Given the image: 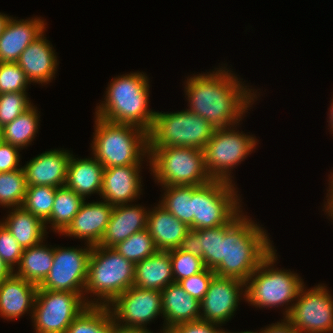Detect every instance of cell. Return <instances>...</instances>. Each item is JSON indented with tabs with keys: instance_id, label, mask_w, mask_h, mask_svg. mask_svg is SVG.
<instances>
[{
	"instance_id": "31",
	"label": "cell",
	"mask_w": 333,
	"mask_h": 333,
	"mask_svg": "<svg viewBox=\"0 0 333 333\" xmlns=\"http://www.w3.org/2000/svg\"><path fill=\"white\" fill-rule=\"evenodd\" d=\"M35 105L1 128L2 141L23 149L35 139L39 127V113Z\"/></svg>"
},
{
	"instance_id": "32",
	"label": "cell",
	"mask_w": 333,
	"mask_h": 333,
	"mask_svg": "<svg viewBox=\"0 0 333 333\" xmlns=\"http://www.w3.org/2000/svg\"><path fill=\"white\" fill-rule=\"evenodd\" d=\"M115 321L108 306L88 305L65 333H114Z\"/></svg>"
},
{
	"instance_id": "29",
	"label": "cell",
	"mask_w": 333,
	"mask_h": 333,
	"mask_svg": "<svg viewBox=\"0 0 333 333\" xmlns=\"http://www.w3.org/2000/svg\"><path fill=\"white\" fill-rule=\"evenodd\" d=\"M43 241L25 248L13 274L39 286L49 274L53 264L54 247ZM18 270V271H17Z\"/></svg>"
},
{
	"instance_id": "35",
	"label": "cell",
	"mask_w": 333,
	"mask_h": 333,
	"mask_svg": "<svg viewBox=\"0 0 333 333\" xmlns=\"http://www.w3.org/2000/svg\"><path fill=\"white\" fill-rule=\"evenodd\" d=\"M113 248L133 264H137L158 251L147 228L132 234Z\"/></svg>"
},
{
	"instance_id": "14",
	"label": "cell",
	"mask_w": 333,
	"mask_h": 333,
	"mask_svg": "<svg viewBox=\"0 0 333 333\" xmlns=\"http://www.w3.org/2000/svg\"><path fill=\"white\" fill-rule=\"evenodd\" d=\"M108 307L115 324L125 328L147 329V324L163 316L161 290L132 286Z\"/></svg>"
},
{
	"instance_id": "15",
	"label": "cell",
	"mask_w": 333,
	"mask_h": 333,
	"mask_svg": "<svg viewBox=\"0 0 333 333\" xmlns=\"http://www.w3.org/2000/svg\"><path fill=\"white\" fill-rule=\"evenodd\" d=\"M240 297L245 300V282L214 275L200 302V320L220 326L226 324L237 311Z\"/></svg>"
},
{
	"instance_id": "16",
	"label": "cell",
	"mask_w": 333,
	"mask_h": 333,
	"mask_svg": "<svg viewBox=\"0 0 333 333\" xmlns=\"http://www.w3.org/2000/svg\"><path fill=\"white\" fill-rule=\"evenodd\" d=\"M71 156L68 150L51 149L27 161L22 166L27 186H64Z\"/></svg>"
},
{
	"instance_id": "27",
	"label": "cell",
	"mask_w": 333,
	"mask_h": 333,
	"mask_svg": "<svg viewBox=\"0 0 333 333\" xmlns=\"http://www.w3.org/2000/svg\"><path fill=\"white\" fill-rule=\"evenodd\" d=\"M175 282L170 250H158L154 255L135 264L134 286L141 289L163 290Z\"/></svg>"
},
{
	"instance_id": "44",
	"label": "cell",
	"mask_w": 333,
	"mask_h": 333,
	"mask_svg": "<svg viewBox=\"0 0 333 333\" xmlns=\"http://www.w3.org/2000/svg\"><path fill=\"white\" fill-rule=\"evenodd\" d=\"M260 333H298L292 325L283 318L280 322L272 323L271 325L260 329Z\"/></svg>"
},
{
	"instance_id": "33",
	"label": "cell",
	"mask_w": 333,
	"mask_h": 333,
	"mask_svg": "<svg viewBox=\"0 0 333 333\" xmlns=\"http://www.w3.org/2000/svg\"><path fill=\"white\" fill-rule=\"evenodd\" d=\"M159 203L193 230V186H163Z\"/></svg>"
},
{
	"instance_id": "3",
	"label": "cell",
	"mask_w": 333,
	"mask_h": 333,
	"mask_svg": "<svg viewBox=\"0 0 333 333\" xmlns=\"http://www.w3.org/2000/svg\"><path fill=\"white\" fill-rule=\"evenodd\" d=\"M143 72L118 75L108 84L105 98L96 106L95 116L134 125L149 132L156 111L149 108V78Z\"/></svg>"
},
{
	"instance_id": "6",
	"label": "cell",
	"mask_w": 333,
	"mask_h": 333,
	"mask_svg": "<svg viewBox=\"0 0 333 333\" xmlns=\"http://www.w3.org/2000/svg\"><path fill=\"white\" fill-rule=\"evenodd\" d=\"M276 251L273 249L245 282V301L260 309L286 305L285 318L305 284L297 273L273 267L278 260Z\"/></svg>"
},
{
	"instance_id": "43",
	"label": "cell",
	"mask_w": 333,
	"mask_h": 333,
	"mask_svg": "<svg viewBox=\"0 0 333 333\" xmlns=\"http://www.w3.org/2000/svg\"><path fill=\"white\" fill-rule=\"evenodd\" d=\"M223 329L218 324L198 320L177 324L168 333H226Z\"/></svg>"
},
{
	"instance_id": "36",
	"label": "cell",
	"mask_w": 333,
	"mask_h": 333,
	"mask_svg": "<svg viewBox=\"0 0 333 333\" xmlns=\"http://www.w3.org/2000/svg\"><path fill=\"white\" fill-rule=\"evenodd\" d=\"M55 193L52 186H27L22 207L45 222L51 215Z\"/></svg>"
},
{
	"instance_id": "19",
	"label": "cell",
	"mask_w": 333,
	"mask_h": 333,
	"mask_svg": "<svg viewBox=\"0 0 333 333\" xmlns=\"http://www.w3.org/2000/svg\"><path fill=\"white\" fill-rule=\"evenodd\" d=\"M40 18L16 20L10 16L0 35V62H17L27 46L46 31L47 23Z\"/></svg>"
},
{
	"instance_id": "46",
	"label": "cell",
	"mask_w": 333,
	"mask_h": 333,
	"mask_svg": "<svg viewBox=\"0 0 333 333\" xmlns=\"http://www.w3.org/2000/svg\"><path fill=\"white\" fill-rule=\"evenodd\" d=\"M114 333H153L148 329H137V328H125L116 324ZM160 333V332H159Z\"/></svg>"
},
{
	"instance_id": "18",
	"label": "cell",
	"mask_w": 333,
	"mask_h": 333,
	"mask_svg": "<svg viewBox=\"0 0 333 333\" xmlns=\"http://www.w3.org/2000/svg\"><path fill=\"white\" fill-rule=\"evenodd\" d=\"M114 206L106 201H84L71 223L61 233L69 237L86 240L85 244L98 245L110 221Z\"/></svg>"
},
{
	"instance_id": "52",
	"label": "cell",
	"mask_w": 333,
	"mask_h": 333,
	"mask_svg": "<svg viewBox=\"0 0 333 333\" xmlns=\"http://www.w3.org/2000/svg\"><path fill=\"white\" fill-rule=\"evenodd\" d=\"M2 142V132H1V129H0V143Z\"/></svg>"
},
{
	"instance_id": "8",
	"label": "cell",
	"mask_w": 333,
	"mask_h": 333,
	"mask_svg": "<svg viewBox=\"0 0 333 333\" xmlns=\"http://www.w3.org/2000/svg\"><path fill=\"white\" fill-rule=\"evenodd\" d=\"M214 128L203 117L189 110L156 112L150 131L148 147H193L204 150Z\"/></svg>"
},
{
	"instance_id": "7",
	"label": "cell",
	"mask_w": 333,
	"mask_h": 333,
	"mask_svg": "<svg viewBox=\"0 0 333 333\" xmlns=\"http://www.w3.org/2000/svg\"><path fill=\"white\" fill-rule=\"evenodd\" d=\"M146 161L157 184L200 186L212 179L205 168L204 150L193 147H148Z\"/></svg>"
},
{
	"instance_id": "1",
	"label": "cell",
	"mask_w": 333,
	"mask_h": 333,
	"mask_svg": "<svg viewBox=\"0 0 333 333\" xmlns=\"http://www.w3.org/2000/svg\"><path fill=\"white\" fill-rule=\"evenodd\" d=\"M222 68L189 76L184 88L189 104L187 110L203 117L216 129L239 125L259 96L255 89L248 88L231 73L233 71Z\"/></svg>"
},
{
	"instance_id": "23",
	"label": "cell",
	"mask_w": 333,
	"mask_h": 333,
	"mask_svg": "<svg viewBox=\"0 0 333 333\" xmlns=\"http://www.w3.org/2000/svg\"><path fill=\"white\" fill-rule=\"evenodd\" d=\"M163 329L168 333L175 325L200 320V302L188 294L178 282H173L161 291Z\"/></svg>"
},
{
	"instance_id": "24",
	"label": "cell",
	"mask_w": 333,
	"mask_h": 333,
	"mask_svg": "<svg viewBox=\"0 0 333 333\" xmlns=\"http://www.w3.org/2000/svg\"><path fill=\"white\" fill-rule=\"evenodd\" d=\"M147 230L157 250L169 251L178 248L191 229L159 203L149 209Z\"/></svg>"
},
{
	"instance_id": "28",
	"label": "cell",
	"mask_w": 333,
	"mask_h": 333,
	"mask_svg": "<svg viewBox=\"0 0 333 333\" xmlns=\"http://www.w3.org/2000/svg\"><path fill=\"white\" fill-rule=\"evenodd\" d=\"M6 219L1 222L23 248L35 246L46 238L44 222L23 207L10 208Z\"/></svg>"
},
{
	"instance_id": "4",
	"label": "cell",
	"mask_w": 333,
	"mask_h": 333,
	"mask_svg": "<svg viewBox=\"0 0 333 333\" xmlns=\"http://www.w3.org/2000/svg\"><path fill=\"white\" fill-rule=\"evenodd\" d=\"M94 117L91 150L104 168L137 165L145 158L149 160L148 132L134 125Z\"/></svg>"
},
{
	"instance_id": "11",
	"label": "cell",
	"mask_w": 333,
	"mask_h": 333,
	"mask_svg": "<svg viewBox=\"0 0 333 333\" xmlns=\"http://www.w3.org/2000/svg\"><path fill=\"white\" fill-rule=\"evenodd\" d=\"M87 306L79 293L38 288L32 314L34 329L36 333H65Z\"/></svg>"
},
{
	"instance_id": "20",
	"label": "cell",
	"mask_w": 333,
	"mask_h": 333,
	"mask_svg": "<svg viewBox=\"0 0 333 333\" xmlns=\"http://www.w3.org/2000/svg\"><path fill=\"white\" fill-rule=\"evenodd\" d=\"M57 55L44 32L21 53L18 65L32 83L48 84L57 72Z\"/></svg>"
},
{
	"instance_id": "42",
	"label": "cell",
	"mask_w": 333,
	"mask_h": 333,
	"mask_svg": "<svg viewBox=\"0 0 333 333\" xmlns=\"http://www.w3.org/2000/svg\"><path fill=\"white\" fill-rule=\"evenodd\" d=\"M21 149L6 142L0 143V173L22 168L20 162Z\"/></svg>"
},
{
	"instance_id": "2",
	"label": "cell",
	"mask_w": 333,
	"mask_h": 333,
	"mask_svg": "<svg viewBox=\"0 0 333 333\" xmlns=\"http://www.w3.org/2000/svg\"><path fill=\"white\" fill-rule=\"evenodd\" d=\"M242 211L224 225L220 264L213 271L215 275L246 282L275 247L266 230Z\"/></svg>"
},
{
	"instance_id": "34",
	"label": "cell",
	"mask_w": 333,
	"mask_h": 333,
	"mask_svg": "<svg viewBox=\"0 0 333 333\" xmlns=\"http://www.w3.org/2000/svg\"><path fill=\"white\" fill-rule=\"evenodd\" d=\"M27 183L23 168L0 173V205L7 209L22 207Z\"/></svg>"
},
{
	"instance_id": "21",
	"label": "cell",
	"mask_w": 333,
	"mask_h": 333,
	"mask_svg": "<svg viewBox=\"0 0 333 333\" xmlns=\"http://www.w3.org/2000/svg\"><path fill=\"white\" fill-rule=\"evenodd\" d=\"M132 203L114 206L105 233L98 244L113 248L132 234L147 228L149 209Z\"/></svg>"
},
{
	"instance_id": "25",
	"label": "cell",
	"mask_w": 333,
	"mask_h": 333,
	"mask_svg": "<svg viewBox=\"0 0 333 333\" xmlns=\"http://www.w3.org/2000/svg\"><path fill=\"white\" fill-rule=\"evenodd\" d=\"M103 171V165L94 156L79 159L72 153L65 185L84 199L94 193L100 195Z\"/></svg>"
},
{
	"instance_id": "5",
	"label": "cell",
	"mask_w": 333,
	"mask_h": 333,
	"mask_svg": "<svg viewBox=\"0 0 333 333\" xmlns=\"http://www.w3.org/2000/svg\"><path fill=\"white\" fill-rule=\"evenodd\" d=\"M134 279L135 264L114 248L92 246L84 301L87 305L109 306L120 294L134 286ZM89 293L90 297L96 298L90 300L86 296Z\"/></svg>"
},
{
	"instance_id": "50",
	"label": "cell",
	"mask_w": 333,
	"mask_h": 333,
	"mask_svg": "<svg viewBox=\"0 0 333 333\" xmlns=\"http://www.w3.org/2000/svg\"><path fill=\"white\" fill-rule=\"evenodd\" d=\"M330 177H329V190H327L328 192L327 193H333V172L331 173L330 172V175H329Z\"/></svg>"
},
{
	"instance_id": "40",
	"label": "cell",
	"mask_w": 333,
	"mask_h": 333,
	"mask_svg": "<svg viewBox=\"0 0 333 333\" xmlns=\"http://www.w3.org/2000/svg\"><path fill=\"white\" fill-rule=\"evenodd\" d=\"M23 248L0 221V257L14 271L19 264Z\"/></svg>"
},
{
	"instance_id": "17",
	"label": "cell",
	"mask_w": 333,
	"mask_h": 333,
	"mask_svg": "<svg viewBox=\"0 0 333 333\" xmlns=\"http://www.w3.org/2000/svg\"><path fill=\"white\" fill-rule=\"evenodd\" d=\"M142 164L104 168L100 197L112 206L134 202L143 189Z\"/></svg>"
},
{
	"instance_id": "38",
	"label": "cell",
	"mask_w": 333,
	"mask_h": 333,
	"mask_svg": "<svg viewBox=\"0 0 333 333\" xmlns=\"http://www.w3.org/2000/svg\"><path fill=\"white\" fill-rule=\"evenodd\" d=\"M28 84L31 82L17 62H0V94L27 93Z\"/></svg>"
},
{
	"instance_id": "12",
	"label": "cell",
	"mask_w": 333,
	"mask_h": 333,
	"mask_svg": "<svg viewBox=\"0 0 333 333\" xmlns=\"http://www.w3.org/2000/svg\"><path fill=\"white\" fill-rule=\"evenodd\" d=\"M307 290L303 285L285 319L298 333L333 332V296L330 291L324 284Z\"/></svg>"
},
{
	"instance_id": "30",
	"label": "cell",
	"mask_w": 333,
	"mask_h": 333,
	"mask_svg": "<svg viewBox=\"0 0 333 333\" xmlns=\"http://www.w3.org/2000/svg\"><path fill=\"white\" fill-rule=\"evenodd\" d=\"M85 200L66 185L56 188L51 215L44 222L46 229L49 223L53 232L61 234L71 223Z\"/></svg>"
},
{
	"instance_id": "10",
	"label": "cell",
	"mask_w": 333,
	"mask_h": 333,
	"mask_svg": "<svg viewBox=\"0 0 333 333\" xmlns=\"http://www.w3.org/2000/svg\"><path fill=\"white\" fill-rule=\"evenodd\" d=\"M236 126L215 129L204 148L205 168L212 180L232 182V170L256 149L253 135L235 130Z\"/></svg>"
},
{
	"instance_id": "45",
	"label": "cell",
	"mask_w": 333,
	"mask_h": 333,
	"mask_svg": "<svg viewBox=\"0 0 333 333\" xmlns=\"http://www.w3.org/2000/svg\"><path fill=\"white\" fill-rule=\"evenodd\" d=\"M12 274L13 270L0 257V283Z\"/></svg>"
},
{
	"instance_id": "48",
	"label": "cell",
	"mask_w": 333,
	"mask_h": 333,
	"mask_svg": "<svg viewBox=\"0 0 333 333\" xmlns=\"http://www.w3.org/2000/svg\"><path fill=\"white\" fill-rule=\"evenodd\" d=\"M8 14H4L0 12V35L5 27V24L7 23L10 16H7Z\"/></svg>"
},
{
	"instance_id": "47",
	"label": "cell",
	"mask_w": 333,
	"mask_h": 333,
	"mask_svg": "<svg viewBox=\"0 0 333 333\" xmlns=\"http://www.w3.org/2000/svg\"><path fill=\"white\" fill-rule=\"evenodd\" d=\"M326 197L328 199L327 202H324V212H326V214H328V217L331 218V220H333V193H327ZM333 222V221H332Z\"/></svg>"
},
{
	"instance_id": "9",
	"label": "cell",
	"mask_w": 333,
	"mask_h": 333,
	"mask_svg": "<svg viewBox=\"0 0 333 333\" xmlns=\"http://www.w3.org/2000/svg\"><path fill=\"white\" fill-rule=\"evenodd\" d=\"M234 186L222 180L193 186V230L226 225L243 210Z\"/></svg>"
},
{
	"instance_id": "13",
	"label": "cell",
	"mask_w": 333,
	"mask_h": 333,
	"mask_svg": "<svg viewBox=\"0 0 333 333\" xmlns=\"http://www.w3.org/2000/svg\"><path fill=\"white\" fill-rule=\"evenodd\" d=\"M55 247L53 264L39 289L79 293L84 298L92 246Z\"/></svg>"
},
{
	"instance_id": "39",
	"label": "cell",
	"mask_w": 333,
	"mask_h": 333,
	"mask_svg": "<svg viewBox=\"0 0 333 333\" xmlns=\"http://www.w3.org/2000/svg\"><path fill=\"white\" fill-rule=\"evenodd\" d=\"M32 105L27 93L11 92L0 94V129L11 123Z\"/></svg>"
},
{
	"instance_id": "37",
	"label": "cell",
	"mask_w": 333,
	"mask_h": 333,
	"mask_svg": "<svg viewBox=\"0 0 333 333\" xmlns=\"http://www.w3.org/2000/svg\"><path fill=\"white\" fill-rule=\"evenodd\" d=\"M170 258L175 282L188 278L206 269L202 258L184 252L178 248L170 250Z\"/></svg>"
},
{
	"instance_id": "26",
	"label": "cell",
	"mask_w": 333,
	"mask_h": 333,
	"mask_svg": "<svg viewBox=\"0 0 333 333\" xmlns=\"http://www.w3.org/2000/svg\"><path fill=\"white\" fill-rule=\"evenodd\" d=\"M221 239H224V225L190 230L178 249L202 258L206 268L214 270L220 264Z\"/></svg>"
},
{
	"instance_id": "41",
	"label": "cell",
	"mask_w": 333,
	"mask_h": 333,
	"mask_svg": "<svg viewBox=\"0 0 333 333\" xmlns=\"http://www.w3.org/2000/svg\"><path fill=\"white\" fill-rule=\"evenodd\" d=\"M214 275L213 270L206 268L202 272L178 281V283L188 294L201 302Z\"/></svg>"
},
{
	"instance_id": "49",
	"label": "cell",
	"mask_w": 333,
	"mask_h": 333,
	"mask_svg": "<svg viewBox=\"0 0 333 333\" xmlns=\"http://www.w3.org/2000/svg\"><path fill=\"white\" fill-rule=\"evenodd\" d=\"M331 104V106H330V114H329V121H327V122H329V127H330V129H331V132H333V99H332V103H330Z\"/></svg>"
},
{
	"instance_id": "51",
	"label": "cell",
	"mask_w": 333,
	"mask_h": 333,
	"mask_svg": "<svg viewBox=\"0 0 333 333\" xmlns=\"http://www.w3.org/2000/svg\"><path fill=\"white\" fill-rule=\"evenodd\" d=\"M226 333H236V332H230V331L228 332V330H226ZM237 333H260V330L255 331V332L251 331V330L250 331H241V332H237Z\"/></svg>"
},
{
	"instance_id": "22",
	"label": "cell",
	"mask_w": 333,
	"mask_h": 333,
	"mask_svg": "<svg viewBox=\"0 0 333 333\" xmlns=\"http://www.w3.org/2000/svg\"><path fill=\"white\" fill-rule=\"evenodd\" d=\"M38 286L12 274L0 283V316L16 320L27 312L32 318Z\"/></svg>"
}]
</instances>
